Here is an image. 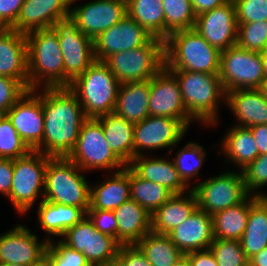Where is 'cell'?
I'll list each match as a JSON object with an SVG mask.
<instances>
[{"label":"cell","instance_id":"obj_35","mask_svg":"<svg viewBox=\"0 0 267 266\" xmlns=\"http://www.w3.org/2000/svg\"><path fill=\"white\" fill-rule=\"evenodd\" d=\"M127 14L152 36L165 40L162 0H127Z\"/></svg>","mask_w":267,"mask_h":266},{"label":"cell","instance_id":"obj_49","mask_svg":"<svg viewBox=\"0 0 267 266\" xmlns=\"http://www.w3.org/2000/svg\"><path fill=\"white\" fill-rule=\"evenodd\" d=\"M25 0H0V28L11 29Z\"/></svg>","mask_w":267,"mask_h":266},{"label":"cell","instance_id":"obj_5","mask_svg":"<svg viewBox=\"0 0 267 266\" xmlns=\"http://www.w3.org/2000/svg\"><path fill=\"white\" fill-rule=\"evenodd\" d=\"M120 82L103 61H95L68 87L78 98L86 118L114 112Z\"/></svg>","mask_w":267,"mask_h":266},{"label":"cell","instance_id":"obj_15","mask_svg":"<svg viewBox=\"0 0 267 266\" xmlns=\"http://www.w3.org/2000/svg\"><path fill=\"white\" fill-rule=\"evenodd\" d=\"M149 81V116L178 119L189 129L194 120L185 110L176 76L164 66Z\"/></svg>","mask_w":267,"mask_h":266},{"label":"cell","instance_id":"obj_1","mask_svg":"<svg viewBox=\"0 0 267 266\" xmlns=\"http://www.w3.org/2000/svg\"><path fill=\"white\" fill-rule=\"evenodd\" d=\"M41 89L33 90L42 99L44 113L42 144L36 151L50 157H68L87 118L77 96L68 87Z\"/></svg>","mask_w":267,"mask_h":266},{"label":"cell","instance_id":"obj_56","mask_svg":"<svg viewBox=\"0 0 267 266\" xmlns=\"http://www.w3.org/2000/svg\"><path fill=\"white\" fill-rule=\"evenodd\" d=\"M32 266H53V263L47 255H44L39 261L34 263Z\"/></svg>","mask_w":267,"mask_h":266},{"label":"cell","instance_id":"obj_42","mask_svg":"<svg viewBox=\"0 0 267 266\" xmlns=\"http://www.w3.org/2000/svg\"><path fill=\"white\" fill-rule=\"evenodd\" d=\"M209 249L214 254L218 266H249L240 240L214 239Z\"/></svg>","mask_w":267,"mask_h":266},{"label":"cell","instance_id":"obj_39","mask_svg":"<svg viewBox=\"0 0 267 266\" xmlns=\"http://www.w3.org/2000/svg\"><path fill=\"white\" fill-rule=\"evenodd\" d=\"M204 146L188 142L185 146L178 150L177 156L172 159L176 170L183 182L189 187L191 178L199 176V170L202 167L207 153Z\"/></svg>","mask_w":267,"mask_h":266},{"label":"cell","instance_id":"obj_20","mask_svg":"<svg viewBox=\"0 0 267 266\" xmlns=\"http://www.w3.org/2000/svg\"><path fill=\"white\" fill-rule=\"evenodd\" d=\"M6 115L31 150H36L42 144L44 134L42 99L33 90H27Z\"/></svg>","mask_w":267,"mask_h":266},{"label":"cell","instance_id":"obj_6","mask_svg":"<svg viewBox=\"0 0 267 266\" xmlns=\"http://www.w3.org/2000/svg\"><path fill=\"white\" fill-rule=\"evenodd\" d=\"M83 173L68 157H50L45 171L43 199L79 207L87 213L90 207V184Z\"/></svg>","mask_w":267,"mask_h":266},{"label":"cell","instance_id":"obj_4","mask_svg":"<svg viewBox=\"0 0 267 266\" xmlns=\"http://www.w3.org/2000/svg\"><path fill=\"white\" fill-rule=\"evenodd\" d=\"M165 67L219 74L221 51L210 45L194 28L172 33L164 40Z\"/></svg>","mask_w":267,"mask_h":266},{"label":"cell","instance_id":"obj_3","mask_svg":"<svg viewBox=\"0 0 267 266\" xmlns=\"http://www.w3.org/2000/svg\"><path fill=\"white\" fill-rule=\"evenodd\" d=\"M177 78L185 110L190 117L207 126L218 123V108L225 103L226 92L219 74L170 70Z\"/></svg>","mask_w":267,"mask_h":266},{"label":"cell","instance_id":"obj_51","mask_svg":"<svg viewBox=\"0 0 267 266\" xmlns=\"http://www.w3.org/2000/svg\"><path fill=\"white\" fill-rule=\"evenodd\" d=\"M186 255L191 266H218L215 256L210 249L189 252Z\"/></svg>","mask_w":267,"mask_h":266},{"label":"cell","instance_id":"obj_32","mask_svg":"<svg viewBox=\"0 0 267 266\" xmlns=\"http://www.w3.org/2000/svg\"><path fill=\"white\" fill-rule=\"evenodd\" d=\"M259 198L249 195L240 204L214 213L212 215L214 238L240 240L247 226L250 208Z\"/></svg>","mask_w":267,"mask_h":266},{"label":"cell","instance_id":"obj_17","mask_svg":"<svg viewBox=\"0 0 267 266\" xmlns=\"http://www.w3.org/2000/svg\"><path fill=\"white\" fill-rule=\"evenodd\" d=\"M194 29L213 47L224 51L237 43V16L233 0L196 16Z\"/></svg>","mask_w":267,"mask_h":266},{"label":"cell","instance_id":"obj_22","mask_svg":"<svg viewBox=\"0 0 267 266\" xmlns=\"http://www.w3.org/2000/svg\"><path fill=\"white\" fill-rule=\"evenodd\" d=\"M168 235L183 254L209 249L215 239L212 215L197 207Z\"/></svg>","mask_w":267,"mask_h":266},{"label":"cell","instance_id":"obj_21","mask_svg":"<svg viewBox=\"0 0 267 266\" xmlns=\"http://www.w3.org/2000/svg\"><path fill=\"white\" fill-rule=\"evenodd\" d=\"M70 6L71 0H25L11 29L27 34L53 26L57 21L70 17Z\"/></svg>","mask_w":267,"mask_h":266},{"label":"cell","instance_id":"obj_11","mask_svg":"<svg viewBox=\"0 0 267 266\" xmlns=\"http://www.w3.org/2000/svg\"><path fill=\"white\" fill-rule=\"evenodd\" d=\"M193 186L198 208L209 215L236 206L249 196L241 170H229Z\"/></svg>","mask_w":267,"mask_h":266},{"label":"cell","instance_id":"obj_38","mask_svg":"<svg viewBox=\"0 0 267 266\" xmlns=\"http://www.w3.org/2000/svg\"><path fill=\"white\" fill-rule=\"evenodd\" d=\"M165 16V39L172 33L192 29L196 14L190 0H162Z\"/></svg>","mask_w":267,"mask_h":266},{"label":"cell","instance_id":"obj_59","mask_svg":"<svg viewBox=\"0 0 267 266\" xmlns=\"http://www.w3.org/2000/svg\"><path fill=\"white\" fill-rule=\"evenodd\" d=\"M0 266H24V265L6 263V264H0Z\"/></svg>","mask_w":267,"mask_h":266},{"label":"cell","instance_id":"obj_23","mask_svg":"<svg viewBox=\"0 0 267 266\" xmlns=\"http://www.w3.org/2000/svg\"><path fill=\"white\" fill-rule=\"evenodd\" d=\"M0 76L14 78L28 90L25 34L12 29L0 28Z\"/></svg>","mask_w":267,"mask_h":266},{"label":"cell","instance_id":"obj_36","mask_svg":"<svg viewBox=\"0 0 267 266\" xmlns=\"http://www.w3.org/2000/svg\"><path fill=\"white\" fill-rule=\"evenodd\" d=\"M174 194L166 187L139 177L130 168V199L152 215Z\"/></svg>","mask_w":267,"mask_h":266},{"label":"cell","instance_id":"obj_29","mask_svg":"<svg viewBox=\"0 0 267 266\" xmlns=\"http://www.w3.org/2000/svg\"><path fill=\"white\" fill-rule=\"evenodd\" d=\"M118 226V243L133 245L151 231V215L132 199L114 210Z\"/></svg>","mask_w":267,"mask_h":266},{"label":"cell","instance_id":"obj_57","mask_svg":"<svg viewBox=\"0 0 267 266\" xmlns=\"http://www.w3.org/2000/svg\"><path fill=\"white\" fill-rule=\"evenodd\" d=\"M261 58H262V61H263V68H264V72H265V75L267 77V48L264 49L261 53Z\"/></svg>","mask_w":267,"mask_h":266},{"label":"cell","instance_id":"obj_2","mask_svg":"<svg viewBox=\"0 0 267 266\" xmlns=\"http://www.w3.org/2000/svg\"><path fill=\"white\" fill-rule=\"evenodd\" d=\"M25 36L28 90L64 87V60L55 27L39 28Z\"/></svg>","mask_w":267,"mask_h":266},{"label":"cell","instance_id":"obj_43","mask_svg":"<svg viewBox=\"0 0 267 266\" xmlns=\"http://www.w3.org/2000/svg\"><path fill=\"white\" fill-rule=\"evenodd\" d=\"M245 188L249 195L266 197L261 188L267 186V153L259 155L245 169L242 170ZM259 190V191H258Z\"/></svg>","mask_w":267,"mask_h":266},{"label":"cell","instance_id":"obj_13","mask_svg":"<svg viewBox=\"0 0 267 266\" xmlns=\"http://www.w3.org/2000/svg\"><path fill=\"white\" fill-rule=\"evenodd\" d=\"M66 245L81 252L90 264H115L120 244L112 236L97 230L88 216L69 228L60 238Z\"/></svg>","mask_w":267,"mask_h":266},{"label":"cell","instance_id":"obj_10","mask_svg":"<svg viewBox=\"0 0 267 266\" xmlns=\"http://www.w3.org/2000/svg\"><path fill=\"white\" fill-rule=\"evenodd\" d=\"M265 77L260 52L248 51L237 44L221 52L219 78L225 92L260 89Z\"/></svg>","mask_w":267,"mask_h":266},{"label":"cell","instance_id":"obj_26","mask_svg":"<svg viewBox=\"0 0 267 266\" xmlns=\"http://www.w3.org/2000/svg\"><path fill=\"white\" fill-rule=\"evenodd\" d=\"M130 199V167L127 165L120 171L107 175L100 183L90 186V207L114 211L122 203Z\"/></svg>","mask_w":267,"mask_h":266},{"label":"cell","instance_id":"obj_19","mask_svg":"<svg viewBox=\"0 0 267 266\" xmlns=\"http://www.w3.org/2000/svg\"><path fill=\"white\" fill-rule=\"evenodd\" d=\"M25 225L18 224L0 235V264L32 266L46 255L49 241L38 239Z\"/></svg>","mask_w":267,"mask_h":266},{"label":"cell","instance_id":"obj_55","mask_svg":"<svg viewBox=\"0 0 267 266\" xmlns=\"http://www.w3.org/2000/svg\"><path fill=\"white\" fill-rule=\"evenodd\" d=\"M171 266H191V263L186 254L178 258Z\"/></svg>","mask_w":267,"mask_h":266},{"label":"cell","instance_id":"obj_46","mask_svg":"<svg viewBox=\"0 0 267 266\" xmlns=\"http://www.w3.org/2000/svg\"><path fill=\"white\" fill-rule=\"evenodd\" d=\"M26 91L18 80L0 76V115H5Z\"/></svg>","mask_w":267,"mask_h":266},{"label":"cell","instance_id":"obj_47","mask_svg":"<svg viewBox=\"0 0 267 266\" xmlns=\"http://www.w3.org/2000/svg\"><path fill=\"white\" fill-rule=\"evenodd\" d=\"M87 216L101 233L112 236L118 242V226L114 211L88 209Z\"/></svg>","mask_w":267,"mask_h":266},{"label":"cell","instance_id":"obj_28","mask_svg":"<svg viewBox=\"0 0 267 266\" xmlns=\"http://www.w3.org/2000/svg\"><path fill=\"white\" fill-rule=\"evenodd\" d=\"M37 215L40 222L38 227L46 232L48 236L45 238L51 241V235L62 237L69 228L87 216V213L79 207L51 203L43 199L38 204Z\"/></svg>","mask_w":267,"mask_h":266},{"label":"cell","instance_id":"obj_37","mask_svg":"<svg viewBox=\"0 0 267 266\" xmlns=\"http://www.w3.org/2000/svg\"><path fill=\"white\" fill-rule=\"evenodd\" d=\"M136 245L152 266H171L183 255L169 235L152 231L147 233Z\"/></svg>","mask_w":267,"mask_h":266},{"label":"cell","instance_id":"obj_54","mask_svg":"<svg viewBox=\"0 0 267 266\" xmlns=\"http://www.w3.org/2000/svg\"><path fill=\"white\" fill-rule=\"evenodd\" d=\"M249 266H267V247L249 259Z\"/></svg>","mask_w":267,"mask_h":266},{"label":"cell","instance_id":"obj_27","mask_svg":"<svg viewBox=\"0 0 267 266\" xmlns=\"http://www.w3.org/2000/svg\"><path fill=\"white\" fill-rule=\"evenodd\" d=\"M197 207L196 194L192 189L187 194H174L151 215V231L168 235Z\"/></svg>","mask_w":267,"mask_h":266},{"label":"cell","instance_id":"obj_25","mask_svg":"<svg viewBox=\"0 0 267 266\" xmlns=\"http://www.w3.org/2000/svg\"><path fill=\"white\" fill-rule=\"evenodd\" d=\"M165 158H152L148 155L136 156L128 166L139 177L160 184L173 194L188 192L191 186L188 187L180 178L173 161Z\"/></svg>","mask_w":267,"mask_h":266},{"label":"cell","instance_id":"obj_31","mask_svg":"<svg viewBox=\"0 0 267 266\" xmlns=\"http://www.w3.org/2000/svg\"><path fill=\"white\" fill-rule=\"evenodd\" d=\"M102 129L109 147L128 165L134 158V123L128 122L114 112L96 118Z\"/></svg>","mask_w":267,"mask_h":266},{"label":"cell","instance_id":"obj_12","mask_svg":"<svg viewBox=\"0 0 267 266\" xmlns=\"http://www.w3.org/2000/svg\"><path fill=\"white\" fill-rule=\"evenodd\" d=\"M64 60V87L85 72L95 61L93 40L84 35L70 18L54 25Z\"/></svg>","mask_w":267,"mask_h":266},{"label":"cell","instance_id":"obj_52","mask_svg":"<svg viewBox=\"0 0 267 266\" xmlns=\"http://www.w3.org/2000/svg\"><path fill=\"white\" fill-rule=\"evenodd\" d=\"M256 142L259 155L267 153V124L249 127Z\"/></svg>","mask_w":267,"mask_h":266},{"label":"cell","instance_id":"obj_40","mask_svg":"<svg viewBox=\"0 0 267 266\" xmlns=\"http://www.w3.org/2000/svg\"><path fill=\"white\" fill-rule=\"evenodd\" d=\"M30 151L7 115H0V158L15 160Z\"/></svg>","mask_w":267,"mask_h":266},{"label":"cell","instance_id":"obj_9","mask_svg":"<svg viewBox=\"0 0 267 266\" xmlns=\"http://www.w3.org/2000/svg\"><path fill=\"white\" fill-rule=\"evenodd\" d=\"M68 158L84 172L94 169L120 171L127 166L109 147L102 125L96 118H87L83 122L75 148Z\"/></svg>","mask_w":267,"mask_h":266},{"label":"cell","instance_id":"obj_30","mask_svg":"<svg viewBox=\"0 0 267 266\" xmlns=\"http://www.w3.org/2000/svg\"><path fill=\"white\" fill-rule=\"evenodd\" d=\"M150 81L121 83L114 113L128 122L139 123L149 116Z\"/></svg>","mask_w":267,"mask_h":266},{"label":"cell","instance_id":"obj_8","mask_svg":"<svg viewBox=\"0 0 267 266\" xmlns=\"http://www.w3.org/2000/svg\"><path fill=\"white\" fill-rule=\"evenodd\" d=\"M50 156L31 150L27 155L14 160V174L10 195L16 212H29L40 194L44 195L45 171Z\"/></svg>","mask_w":267,"mask_h":266},{"label":"cell","instance_id":"obj_44","mask_svg":"<svg viewBox=\"0 0 267 266\" xmlns=\"http://www.w3.org/2000/svg\"><path fill=\"white\" fill-rule=\"evenodd\" d=\"M49 241L46 255L50 258L53 266H90L85 256L75 249L66 245L61 239L56 243Z\"/></svg>","mask_w":267,"mask_h":266},{"label":"cell","instance_id":"obj_18","mask_svg":"<svg viewBox=\"0 0 267 266\" xmlns=\"http://www.w3.org/2000/svg\"><path fill=\"white\" fill-rule=\"evenodd\" d=\"M152 36L128 14L116 25L100 33L94 40V57L104 61L116 52H124L148 44Z\"/></svg>","mask_w":267,"mask_h":266},{"label":"cell","instance_id":"obj_48","mask_svg":"<svg viewBox=\"0 0 267 266\" xmlns=\"http://www.w3.org/2000/svg\"><path fill=\"white\" fill-rule=\"evenodd\" d=\"M116 266H152L136 245H120L115 260Z\"/></svg>","mask_w":267,"mask_h":266},{"label":"cell","instance_id":"obj_53","mask_svg":"<svg viewBox=\"0 0 267 266\" xmlns=\"http://www.w3.org/2000/svg\"><path fill=\"white\" fill-rule=\"evenodd\" d=\"M192 3V7L194 12L197 15L213 10L214 8L221 6L227 3L229 0H190Z\"/></svg>","mask_w":267,"mask_h":266},{"label":"cell","instance_id":"obj_45","mask_svg":"<svg viewBox=\"0 0 267 266\" xmlns=\"http://www.w3.org/2000/svg\"><path fill=\"white\" fill-rule=\"evenodd\" d=\"M237 23L267 20V0H233Z\"/></svg>","mask_w":267,"mask_h":266},{"label":"cell","instance_id":"obj_33","mask_svg":"<svg viewBox=\"0 0 267 266\" xmlns=\"http://www.w3.org/2000/svg\"><path fill=\"white\" fill-rule=\"evenodd\" d=\"M219 154L224 153L228 163H234L241 171L259 156L253 134L249 128L233 125L221 141Z\"/></svg>","mask_w":267,"mask_h":266},{"label":"cell","instance_id":"obj_34","mask_svg":"<svg viewBox=\"0 0 267 266\" xmlns=\"http://www.w3.org/2000/svg\"><path fill=\"white\" fill-rule=\"evenodd\" d=\"M249 259L267 247V198L260 197L250 208L247 226L240 239Z\"/></svg>","mask_w":267,"mask_h":266},{"label":"cell","instance_id":"obj_7","mask_svg":"<svg viewBox=\"0 0 267 266\" xmlns=\"http://www.w3.org/2000/svg\"><path fill=\"white\" fill-rule=\"evenodd\" d=\"M103 62L120 83L150 80L165 66L164 40L154 37L146 45L113 53Z\"/></svg>","mask_w":267,"mask_h":266},{"label":"cell","instance_id":"obj_41","mask_svg":"<svg viewBox=\"0 0 267 266\" xmlns=\"http://www.w3.org/2000/svg\"><path fill=\"white\" fill-rule=\"evenodd\" d=\"M237 24L236 44L239 47L260 53L267 48V20Z\"/></svg>","mask_w":267,"mask_h":266},{"label":"cell","instance_id":"obj_14","mask_svg":"<svg viewBox=\"0 0 267 266\" xmlns=\"http://www.w3.org/2000/svg\"><path fill=\"white\" fill-rule=\"evenodd\" d=\"M187 132L188 128L178 119L148 116L134 125V157L146 155L144 150L163 148H168L170 154Z\"/></svg>","mask_w":267,"mask_h":266},{"label":"cell","instance_id":"obj_16","mask_svg":"<svg viewBox=\"0 0 267 266\" xmlns=\"http://www.w3.org/2000/svg\"><path fill=\"white\" fill-rule=\"evenodd\" d=\"M76 1L78 0H71V4ZM126 14L127 0H93L70 9V18L92 40L119 23Z\"/></svg>","mask_w":267,"mask_h":266},{"label":"cell","instance_id":"obj_50","mask_svg":"<svg viewBox=\"0 0 267 266\" xmlns=\"http://www.w3.org/2000/svg\"><path fill=\"white\" fill-rule=\"evenodd\" d=\"M14 174V160L0 158V194L8 197Z\"/></svg>","mask_w":267,"mask_h":266},{"label":"cell","instance_id":"obj_58","mask_svg":"<svg viewBox=\"0 0 267 266\" xmlns=\"http://www.w3.org/2000/svg\"><path fill=\"white\" fill-rule=\"evenodd\" d=\"M260 90L262 91L264 98L267 100V77H265L264 81L262 82Z\"/></svg>","mask_w":267,"mask_h":266},{"label":"cell","instance_id":"obj_24","mask_svg":"<svg viewBox=\"0 0 267 266\" xmlns=\"http://www.w3.org/2000/svg\"><path fill=\"white\" fill-rule=\"evenodd\" d=\"M225 103L237 119L236 126L249 128L267 124V100L260 89L226 92Z\"/></svg>","mask_w":267,"mask_h":266}]
</instances>
